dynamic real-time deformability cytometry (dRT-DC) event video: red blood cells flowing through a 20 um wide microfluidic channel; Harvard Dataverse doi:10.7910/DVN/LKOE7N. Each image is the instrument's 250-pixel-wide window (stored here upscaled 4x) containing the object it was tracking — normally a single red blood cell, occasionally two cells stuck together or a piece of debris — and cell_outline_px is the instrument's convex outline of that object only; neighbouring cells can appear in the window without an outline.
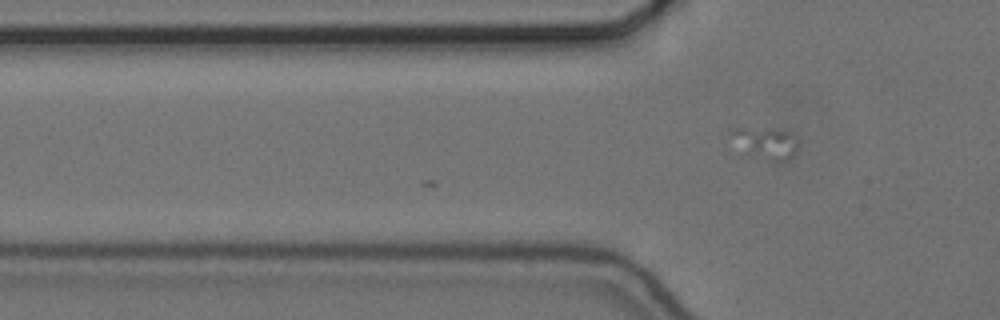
{"species": "common noctule bat (a hibernating species)", "species_latin": "Nyctalus noctula", "temperature_condition": "cold", "stored_images_in_passage": 5, "camera_frame_rate_fps": 3000, "um_per_image_px": 0.085, "animal": {"sex": "female", "body_mass_g": 24.6, "forearm_length_mm": 56.2}, "frame": {"image": 1, "passage_image": 5, "time_ms": 1.333, "image_size_px": [1000, 320], "cell_outline_px": [[796, 152], [792, 156], [784, 160], [776, 160], [736, 156], [732, 132], [736, 128], [772, 128], [788, 132], [796, 140]], "centroid_in_image_um": [64.93, 12.2], "position_along_channel_um": 60.9, "area_um2": 12.72}}